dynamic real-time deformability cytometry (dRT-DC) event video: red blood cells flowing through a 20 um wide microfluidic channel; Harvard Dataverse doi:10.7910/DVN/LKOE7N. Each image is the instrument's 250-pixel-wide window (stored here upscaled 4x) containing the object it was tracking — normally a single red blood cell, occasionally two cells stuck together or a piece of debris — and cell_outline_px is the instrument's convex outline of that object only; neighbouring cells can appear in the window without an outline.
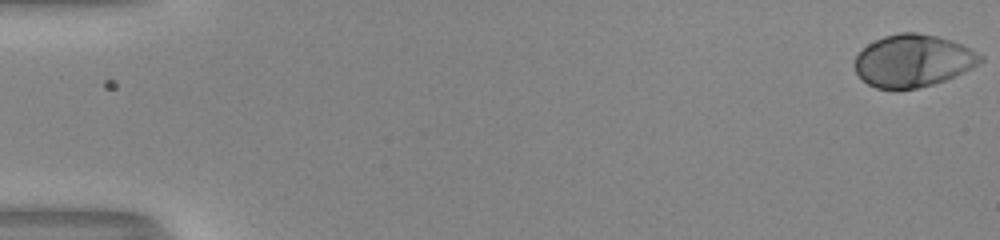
{"species": "human", "species_latin": "Homo sapiens", "temperature_condition": "room temperature", "stored_images_in_passage": 54, "camera_frame_rate_fps": 3000, "um_per_image_px": 0.085, "donor": {"sex": "male"}, "frame": {"image": 1, "passage_image": 1, "time_ms": 0.0, "image_size_px": [1000, 240], "cell_outline_px": [[984, 60], [972, 68], [944, 80], [932, 84], [916, 88], [876, 88], [868, 84], [856, 72], [856, 56], [868, 44], [884, 36], [900, 32], [916, 32], [936, 36], [952, 40], [984, 56]], "centroid_in_image_um": [77.62, 5.15], "position_along_channel_um": 7.4, "area_um2": 37.74}}
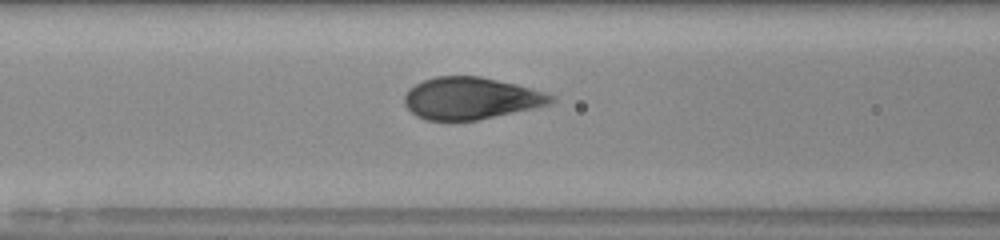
{"frame": {"image": 2, "passage_image": 24, "time_ms": 7.667, "image_size_px": [1000, 240], "cell_outline_px": [[556, 100], [552, 104], [536, 108], [476, 120], [424, 120], [416, 116], [404, 104], [404, 96], [408, 88], [424, 80], [436, 76], [480, 76], [516, 84], [544, 92], [556, 96]], "centroid_in_image_um": [40.04, 8.36], "position_along_channel_um": 126.6, "area_um2": 36.01}}
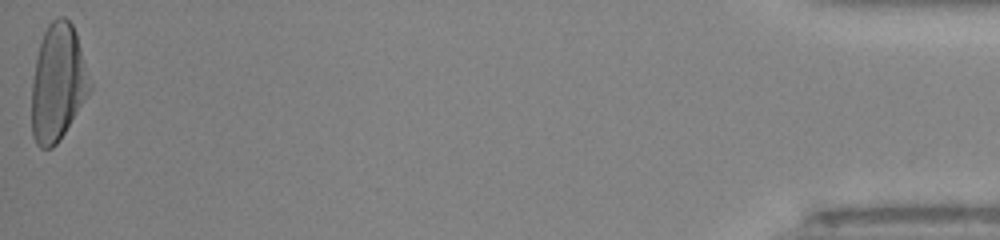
{"frame": {"image": 3, "passage_image": 54, "time_ms": 17.667, "image_size_px": [1000, 240], "cell_outline_px": [[92, 88], [64, 132], [56, 144], [52, 148], [40, 148], [36, 144], [32, 136], [32, 80], [36, 56], [44, 32], [48, 24], [52, 20], [60, 16], [64, 16], [72, 24], [76, 32], [92, 84]], "centroid_in_image_um": [4.91, 7.01], "position_along_channel_um": 430.3, "area_um2": 39.42}, "authors_computed_cell_mechanics": {"area_um2": 37.4544, "velocity_mm_per_s": 4.0, "shape_relaxation_time_tau1_ms": 3.6547, "shape_relaxation_time_tau2_ms": null, "deformation_change_tau1": 0.2083, "deformation_change_tau2": null}}